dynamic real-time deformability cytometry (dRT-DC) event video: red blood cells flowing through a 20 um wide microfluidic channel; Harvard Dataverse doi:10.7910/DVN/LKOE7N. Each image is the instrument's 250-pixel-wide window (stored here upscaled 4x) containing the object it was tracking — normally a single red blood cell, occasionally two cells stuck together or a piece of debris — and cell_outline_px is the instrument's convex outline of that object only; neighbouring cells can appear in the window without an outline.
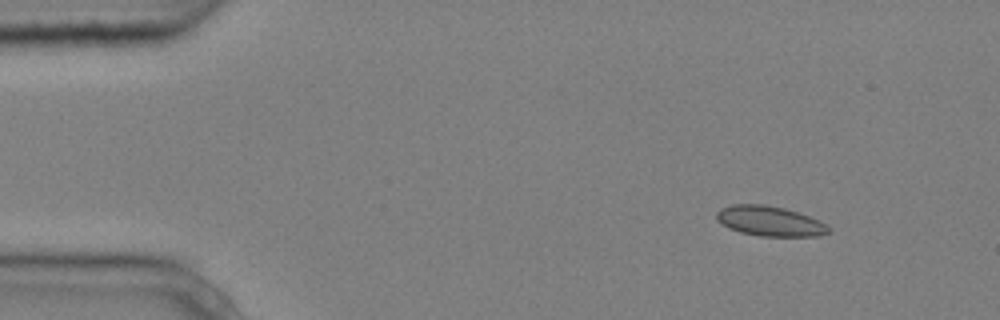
{"species": "common noctule bat (a hibernating species)", "species_latin": "Nyctalus noctula", "temperature_condition": "cold", "stored_images_in_passage": 8, "camera_frame_rate_fps": 3000, "um_per_image_px": 0.085, "animal": {"sex": "male", "body_mass_g": 20.4}, "frame": {"image": 1, "passage_image": 1, "time_ms": 0.0, "image_size_px": [1000, 320], "cell_outline_px": [[832, 232], [820, 236], [760, 236], [740, 232], [728, 228], [716, 220], [716, 212], [720, 208], [732, 204], [764, 204], [784, 208], [820, 220], [828, 224], [832, 228]], "centroid_in_image_um": [65.46, 18.8], "position_along_channel_um": 19.5, "area_um2": 19.88}}
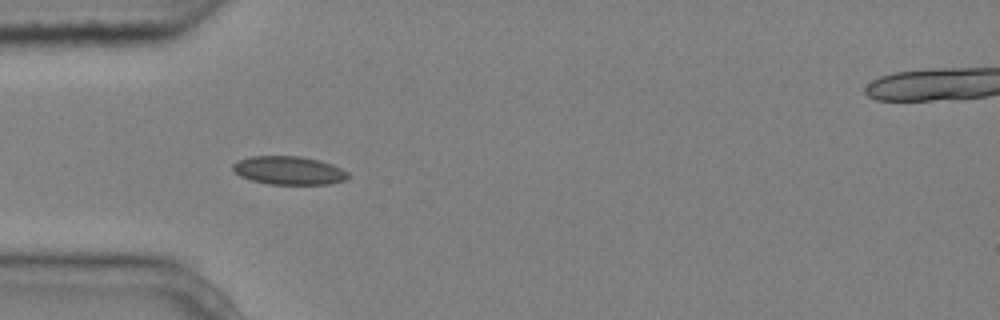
{"frame": {"image": 2, "passage_image": 4, "time_ms": 1.0, "image_size_px": [1000, 320], "cell_outline_px": [[352, 176], [348, 180], [328, 184], [268, 184], [252, 180], [240, 176], [232, 172], [232, 164], [236, 160], [248, 156], [300, 156], [320, 160], [332, 164], [348, 172]], "centroid_in_image_um": [24.55, 14.48], "position_along_channel_um": 60.5, "area_um2": 19.42}}
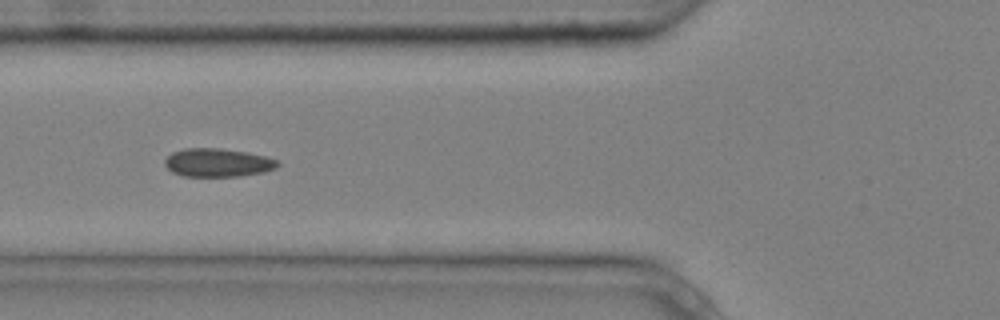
{"frame": {"image": 3, "passage_image": 5, "time_ms": 1.333, "image_size_px": [1000, 320], "cell_outline_px": [[280, 164], [276, 168], [264, 172], [240, 176], [180, 176], [172, 172], [164, 164], [164, 160], [172, 152], [184, 148], [224, 148], [248, 152], [264, 156], [276, 160]], "centroid_in_image_um": [18.49, 13.82], "position_along_channel_um": 107.3, "area_um2": 18.79}}